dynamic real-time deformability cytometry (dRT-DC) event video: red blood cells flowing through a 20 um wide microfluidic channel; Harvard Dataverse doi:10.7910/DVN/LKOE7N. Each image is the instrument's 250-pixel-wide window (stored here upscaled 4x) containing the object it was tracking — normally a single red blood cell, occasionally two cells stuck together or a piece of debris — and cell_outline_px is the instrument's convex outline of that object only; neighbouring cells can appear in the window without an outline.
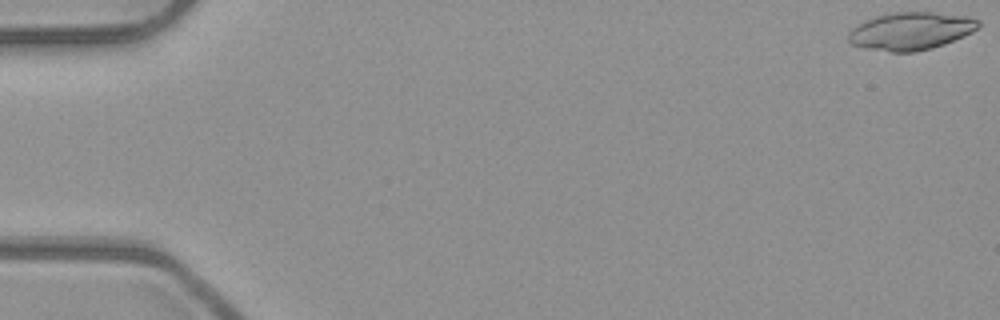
{"species": "common noctule bat (a hibernating species)", "species_latin": "Nyctalus noctula", "temperature_condition": "room temperature", "stored_images_in_passage": 10, "camera_frame_rate_fps": 3000, "um_per_image_px": 0.085, "animal": {"sex": "male", "body_mass_g": 23.1, "forearm_length_mm": 52.7}, "frame": {"image": 1, "passage_image": 1, "time_ms": 0.0, "image_size_px": [1000, 320], "cell_outline_px": [[980, 28], [964, 36], [944, 44], [932, 48], [916, 52], [892, 52], [868, 48], [852, 44], [848, 40], [848, 32], [856, 24], [864, 20], [876, 16], [892, 12], [936, 12], [964, 16], [980, 20]], "centroid_in_image_um": [77.42, 2.63], "position_along_channel_um": 7.6, "area_um2": 28.67}}